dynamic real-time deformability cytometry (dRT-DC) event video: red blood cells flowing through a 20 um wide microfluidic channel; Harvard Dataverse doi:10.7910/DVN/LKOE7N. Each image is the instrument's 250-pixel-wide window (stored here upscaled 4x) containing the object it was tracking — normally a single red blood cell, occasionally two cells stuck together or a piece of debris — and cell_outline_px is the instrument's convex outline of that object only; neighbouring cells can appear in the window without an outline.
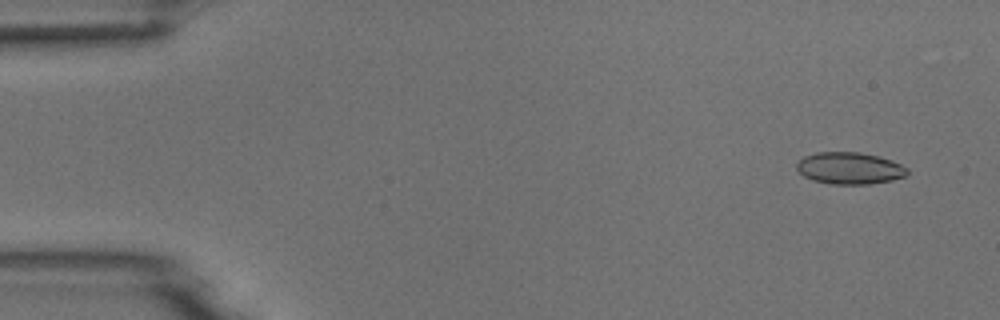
{"species": "common noctule bat (a hibernating species)", "species_latin": "Nyctalus noctula", "temperature_condition": "room temperature", "stored_images_in_passage": 8, "camera_frame_rate_fps": 3000, "um_per_image_px": 0.085, "animal": {"sex": "male", "body_mass_g": 18.8}, "frame": {"image": 1, "passage_image": 1, "time_ms": 0.0, "image_size_px": [1000, 320], "cell_outline_px": [[908, 172], [904, 176], [892, 180], [868, 184], [832, 184], [812, 180], [804, 176], [796, 168], [796, 164], [804, 156], [816, 152], [860, 152], [880, 156], [892, 160], [908, 168]], "centroid_in_image_um": [72.21, 14.29], "position_along_channel_um": 12.8, "area_um2": 20.58}}
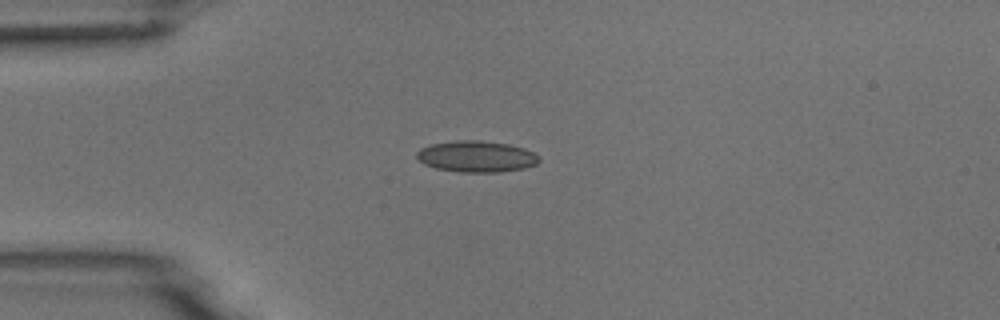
{"frame": {"image": 2, "passage_image": 4, "time_ms": 3.333, "image_size_px": [1000, 320], "cell_outline_px": [[540, 160], [536, 164], [524, 168], [500, 172], [460, 172], [436, 168], [424, 164], [416, 156], [416, 152], [420, 148], [432, 144], [456, 140], [480, 140], [508, 144], [524, 148], [540, 156]], "centroid_in_image_um": [40.5, 13.3], "position_along_channel_um": 44.5, "area_um2": 22.31}}
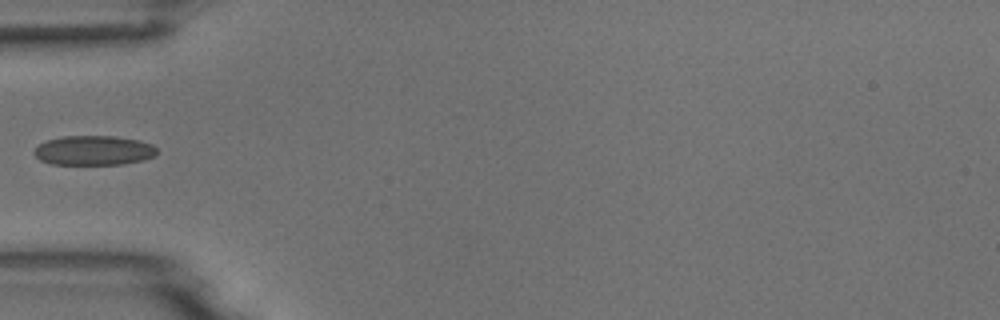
{"frame": {"image": 3, "passage_image": 5, "time_ms": 4.667, "image_size_px": [1000, 320], "cell_outline_px": [[156, 156], [144, 160], [124, 164], [52, 164], [40, 160], [32, 152], [40, 144], [48, 140], [64, 136], [116, 136], [136, 140], [152, 144], [156, 148]], "centroid_in_image_um": [7.98, 12.79], "position_along_channel_um": 77.0, "area_um2": 21.1}}